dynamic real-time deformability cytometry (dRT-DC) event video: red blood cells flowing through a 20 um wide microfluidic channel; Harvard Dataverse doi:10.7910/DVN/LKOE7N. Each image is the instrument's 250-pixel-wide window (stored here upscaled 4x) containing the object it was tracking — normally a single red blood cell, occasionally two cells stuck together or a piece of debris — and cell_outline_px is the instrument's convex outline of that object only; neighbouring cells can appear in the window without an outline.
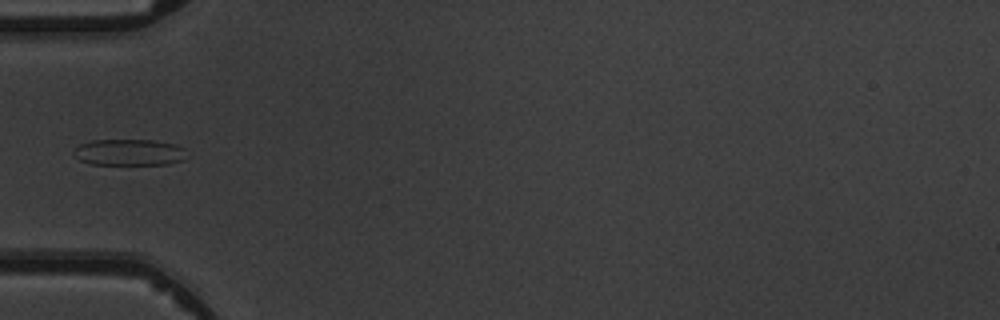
{"species": "common noctule bat (a hibernating species)", "species_latin": "Nyctalus noctula", "temperature_condition": "warm", "stored_images_in_passage": 4, "camera_frame_rate_fps": 3000, "um_per_image_px": 0.085, "animal": {"sex": "male", "body_mass_g": 19.5, "forearm_length_mm": 54.6}, "frame": {"image": 1, "passage_image": 3, "time_ms": 3.333, "image_size_px": [1000, 320], "cell_outline_px": [[184, 160], [168, 164], [92, 164], [80, 160], [72, 152], [80, 144], [92, 140], [152, 140], [176, 144], [184, 148]], "centroid_in_image_um": [10.98, 12.94], "position_along_channel_um": 74.0, "area_um2": 17.22}}